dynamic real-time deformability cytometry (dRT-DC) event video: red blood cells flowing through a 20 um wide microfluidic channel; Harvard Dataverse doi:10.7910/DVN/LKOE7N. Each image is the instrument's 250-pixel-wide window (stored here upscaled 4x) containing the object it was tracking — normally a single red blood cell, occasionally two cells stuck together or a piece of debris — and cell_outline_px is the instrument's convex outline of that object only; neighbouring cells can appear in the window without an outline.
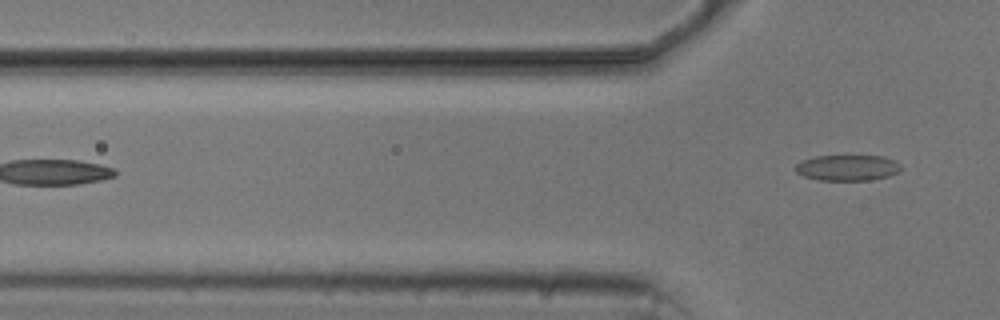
{"species": "common noctule bat (a hibernating species)", "species_latin": "Nyctalus noctula", "temperature_condition": "cold", "stored_images_in_passage": 2, "camera_frame_rate_fps": 3000, "um_per_image_px": 0.085, "animal": {"sex": "male", "body_mass_g": 20.5, "forearm_length_mm": 52.5}, "frame": {"image": 1, "passage_image": 2, "time_ms": 1.667, "image_size_px": [1000, 320], "cell_outline_px": [[900, 168], [896, 172], [888, 176], [872, 180], [816, 180], [804, 176], [796, 172], [796, 164], [804, 160], [816, 156], [884, 156], [896, 160], [900, 164]], "centroid_in_image_um": [72.04, 14.26], "position_along_channel_um": 53.8, "area_um2": 15.78}}